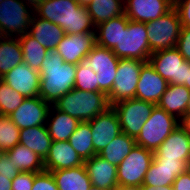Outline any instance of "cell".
<instances>
[{"instance_id":"cell-29","label":"cell","mask_w":190,"mask_h":190,"mask_svg":"<svg viewBox=\"0 0 190 190\" xmlns=\"http://www.w3.org/2000/svg\"><path fill=\"white\" fill-rule=\"evenodd\" d=\"M23 63V52L18 37L0 36V79Z\"/></svg>"},{"instance_id":"cell-21","label":"cell","mask_w":190,"mask_h":190,"mask_svg":"<svg viewBox=\"0 0 190 190\" xmlns=\"http://www.w3.org/2000/svg\"><path fill=\"white\" fill-rule=\"evenodd\" d=\"M84 166L93 186L104 190H114L118 186L117 166L110 164L99 154L84 160Z\"/></svg>"},{"instance_id":"cell-52","label":"cell","mask_w":190,"mask_h":190,"mask_svg":"<svg viewBox=\"0 0 190 190\" xmlns=\"http://www.w3.org/2000/svg\"><path fill=\"white\" fill-rule=\"evenodd\" d=\"M89 190H104V189H101V188H99V187H96V186H91L90 188H89Z\"/></svg>"},{"instance_id":"cell-26","label":"cell","mask_w":190,"mask_h":190,"mask_svg":"<svg viewBox=\"0 0 190 190\" xmlns=\"http://www.w3.org/2000/svg\"><path fill=\"white\" fill-rule=\"evenodd\" d=\"M58 190H89L92 186L86 168L83 165L51 171Z\"/></svg>"},{"instance_id":"cell-24","label":"cell","mask_w":190,"mask_h":190,"mask_svg":"<svg viewBox=\"0 0 190 190\" xmlns=\"http://www.w3.org/2000/svg\"><path fill=\"white\" fill-rule=\"evenodd\" d=\"M79 123L76 118L50 106L46 126L52 141H68Z\"/></svg>"},{"instance_id":"cell-48","label":"cell","mask_w":190,"mask_h":190,"mask_svg":"<svg viewBox=\"0 0 190 190\" xmlns=\"http://www.w3.org/2000/svg\"><path fill=\"white\" fill-rule=\"evenodd\" d=\"M186 87L190 90V67L187 70V75H186Z\"/></svg>"},{"instance_id":"cell-14","label":"cell","mask_w":190,"mask_h":190,"mask_svg":"<svg viewBox=\"0 0 190 190\" xmlns=\"http://www.w3.org/2000/svg\"><path fill=\"white\" fill-rule=\"evenodd\" d=\"M95 45V32L65 34L55 50L63 58L64 62L78 65L82 58L87 56Z\"/></svg>"},{"instance_id":"cell-33","label":"cell","mask_w":190,"mask_h":190,"mask_svg":"<svg viewBox=\"0 0 190 190\" xmlns=\"http://www.w3.org/2000/svg\"><path fill=\"white\" fill-rule=\"evenodd\" d=\"M18 39L23 52V62L40 72L48 49L39 44L28 32L19 36Z\"/></svg>"},{"instance_id":"cell-3","label":"cell","mask_w":190,"mask_h":190,"mask_svg":"<svg viewBox=\"0 0 190 190\" xmlns=\"http://www.w3.org/2000/svg\"><path fill=\"white\" fill-rule=\"evenodd\" d=\"M34 15L59 25L65 34L95 32L87 7L77 0H43Z\"/></svg>"},{"instance_id":"cell-45","label":"cell","mask_w":190,"mask_h":190,"mask_svg":"<svg viewBox=\"0 0 190 190\" xmlns=\"http://www.w3.org/2000/svg\"><path fill=\"white\" fill-rule=\"evenodd\" d=\"M26 5L30 6L33 10H35L43 0H21Z\"/></svg>"},{"instance_id":"cell-40","label":"cell","mask_w":190,"mask_h":190,"mask_svg":"<svg viewBox=\"0 0 190 190\" xmlns=\"http://www.w3.org/2000/svg\"><path fill=\"white\" fill-rule=\"evenodd\" d=\"M21 171L14 167L6 152H0V174L13 180Z\"/></svg>"},{"instance_id":"cell-17","label":"cell","mask_w":190,"mask_h":190,"mask_svg":"<svg viewBox=\"0 0 190 190\" xmlns=\"http://www.w3.org/2000/svg\"><path fill=\"white\" fill-rule=\"evenodd\" d=\"M1 79L25 98L39 96L40 73L24 62L11 69Z\"/></svg>"},{"instance_id":"cell-5","label":"cell","mask_w":190,"mask_h":190,"mask_svg":"<svg viewBox=\"0 0 190 190\" xmlns=\"http://www.w3.org/2000/svg\"><path fill=\"white\" fill-rule=\"evenodd\" d=\"M179 125L180 120L177 117L155 105L150 117L143 124L140 133L135 138V142L154 153Z\"/></svg>"},{"instance_id":"cell-15","label":"cell","mask_w":190,"mask_h":190,"mask_svg":"<svg viewBox=\"0 0 190 190\" xmlns=\"http://www.w3.org/2000/svg\"><path fill=\"white\" fill-rule=\"evenodd\" d=\"M50 106L40 96L26 98L9 117L20 130L46 125Z\"/></svg>"},{"instance_id":"cell-51","label":"cell","mask_w":190,"mask_h":190,"mask_svg":"<svg viewBox=\"0 0 190 190\" xmlns=\"http://www.w3.org/2000/svg\"><path fill=\"white\" fill-rule=\"evenodd\" d=\"M185 114H190V99L188 101Z\"/></svg>"},{"instance_id":"cell-35","label":"cell","mask_w":190,"mask_h":190,"mask_svg":"<svg viewBox=\"0 0 190 190\" xmlns=\"http://www.w3.org/2000/svg\"><path fill=\"white\" fill-rule=\"evenodd\" d=\"M20 129L9 115L0 114V152H6L19 144Z\"/></svg>"},{"instance_id":"cell-46","label":"cell","mask_w":190,"mask_h":190,"mask_svg":"<svg viewBox=\"0 0 190 190\" xmlns=\"http://www.w3.org/2000/svg\"><path fill=\"white\" fill-rule=\"evenodd\" d=\"M140 190H173L172 186L154 187V186H141Z\"/></svg>"},{"instance_id":"cell-37","label":"cell","mask_w":190,"mask_h":190,"mask_svg":"<svg viewBox=\"0 0 190 190\" xmlns=\"http://www.w3.org/2000/svg\"><path fill=\"white\" fill-rule=\"evenodd\" d=\"M32 190H58L52 173L45 170L37 173L34 177Z\"/></svg>"},{"instance_id":"cell-47","label":"cell","mask_w":190,"mask_h":190,"mask_svg":"<svg viewBox=\"0 0 190 190\" xmlns=\"http://www.w3.org/2000/svg\"><path fill=\"white\" fill-rule=\"evenodd\" d=\"M114 190H140V187L117 186Z\"/></svg>"},{"instance_id":"cell-20","label":"cell","mask_w":190,"mask_h":190,"mask_svg":"<svg viewBox=\"0 0 190 190\" xmlns=\"http://www.w3.org/2000/svg\"><path fill=\"white\" fill-rule=\"evenodd\" d=\"M154 159L190 161V136L180 125L154 152Z\"/></svg>"},{"instance_id":"cell-31","label":"cell","mask_w":190,"mask_h":190,"mask_svg":"<svg viewBox=\"0 0 190 190\" xmlns=\"http://www.w3.org/2000/svg\"><path fill=\"white\" fill-rule=\"evenodd\" d=\"M94 26L124 14V0H92L87 5Z\"/></svg>"},{"instance_id":"cell-30","label":"cell","mask_w":190,"mask_h":190,"mask_svg":"<svg viewBox=\"0 0 190 190\" xmlns=\"http://www.w3.org/2000/svg\"><path fill=\"white\" fill-rule=\"evenodd\" d=\"M125 14L111 18L95 27L96 44L112 50L119 43L120 26H127Z\"/></svg>"},{"instance_id":"cell-36","label":"cell","mask_w":190,"mask_h":190,"mask_svg":"<svg viewBox=\"0 0 190 190\" xmlns=\"http://www.w3.org/2000/svg\"><path fill=\"white\" fill-rule=\"evenodd\" d=\"M25 99L24 96L0 79V114L10 115Z\"/></svg>"},{"instance_id":"cell-10","label":"cell","mask_w":190,"mask_h":190,"mask_svg":"<svg viewBox=\"0 0 190 190\" xmlns=\"http://www.w3.org/2000/svg\"><path fill=\"white\" fill-rule=\"evenodd\" d=\"M154 158V153L135 144L130 154L118 165V186L141 187Z\"/></svg>"},{"instance_id":"cell-28","label":"cell","mask_w":190,"mask_h":190,"mask_svg":"<svg viewBox=\"0 0 190 190\" xmlns=\"http://www.w3.org/2000/svg\"><path fill=\"white\" fill-rule=\"evenodd\" d=\"M6 153L14 167L19 171L40 173L45 170L44 160L20 143L6 151Z\"/></svg>"},{"instance_id":"cell-23","label":"cell","mask_w":190,"mask_h":190,"mask_svg":"<svg viewBox=\"0 0 190 190\" xmlns=\"http://www.w3.org/2000/svg\"><path fill=\"white\" fill-rule=\"evenodd\" d=\"M28 33L48 50H55L65 36L62 27L35 15L32 16Z\"/></svg>"},{"instance_id":"cell-2","label":"cell","mask_w":190,"mask_h":190,"mask_svg":"<svg viewBox=\"0 0 190 190\" xmlns=\"http://www.w3.org/2000/svg\"><path fill=\"white\" fill-rule=\"evenodd\" d=\"M77 65L64 62L56 50H48L40 70L39 96L53 105L75 85Z\"/></svg>"},{"instance_id":"cell-18","label":"cell","mask_w":190,"mask_h":190,"mask_svg":"<svg viewBox=\"0 0 190 190\" xmlns=\"http://www.w3.org/2000/svg\"><path fill=\"white\" fill-rule=\"evenodd\" d=\"M167 86L168 82L155 71L149 62H146L140 70L135 99L157 105Z\"/></svg>"},{"instance_id":"cell-1","label":"cell","mask_w":190,"mask_h":190,"mask_svg":"<svg viewBox=\"0 0 190 190\" xmlns=\"http://www.w3.org/2000/svg\"><path fill=\"white\" fill-rule=\"evenodd\" d=\"M119 58L108 48L95 45L77 65L74 88L108 95L116 78Z\"/></svg>"},{"instance_id":"cell-38","label":"cell","mask_w":190,"mask_h":190,"mask_svg":"<svg viewBox=\"0 0 190 190\" xmlns=\"http://www.w3.org/2000/svg\"><path fill=\"white\" fill-rule=\"evenodd\" d=\"M37 173L21 171L12 180V190H32L34 177Z\"/></svg>"},{"instance_id":"cell-27","label":"cell","mask_w":190,"mask_h":190,"mask_svg":"<svg viewBox=\"0 0 190 190\" xmlns=\"http://www.w3.org/2000/svg\"><path fill=\"white\" fill-rule=\"evenodd\" d=\"M19 143L35 152L45 160L49 153L52 139L46 125L35 126L20 130Z\"/></svg>"},{"instance_id":"cell-34","label":"cell","mask_w":190,"mask_h":190,"mask_svg":"<svg viewBox=\"0 0 190 190\" xmlns=\"http://www.w3.org/2000/svg\"><path fill=\"white\" fill-rule=\"evenodd\" d=\"M68 141L83 161L96 155L89 122H80Z\"/></svg>"},{"instance_id":"cell-9","label":"cell","mask_w":190,"mask_h":190,"mask_svg":"<svg viewBox=\"0 0 190 190\" xmlns=\"http://www.w3.org/2000/svg\"><path fill=\"white\" fill-rule=\"evenodd\" d=\"M145 63L138 59H119L113 88L107 95L110 106L122 100L135 98L140 70Z\"/></svg>"},{"instance_id":"cell-22","label":"cell","mask_w":190,"mask_h":190,"mask_svg":"<svg viewBox=\"0 0 190 190\" xmlns=\"http://www.w3.org/2000/svg\"><path fill=\"white\" fill-rule=\"evenodd\" d=\"M84 164L69 141H52L49 153L44 160L45 171L69 169Z\"/></svg>"},{"instance_id":"cell-25","label":"cell","mask_w":190,"mask_h":190,"mask_svg":"<svg viewBox=\"0 0 190 190\" xmlns=\"http://www.w3.org/2000/svg\"><path fill=\"white\" fill-rule=\"evenodd\" d=\"M189 99L190 90L186 86L168 84L157 105L180 120L185 115Z\"/></svg>"},{"instance_id":"cell-42","label":"cell","mask_w":190,"mask_h":190,"mask_svg":"<svg viewBox=\"0 0 190 190\" xmlns=\"http://www.w3.org/2000/svg\"><path fill=\"white\" fill-rule=\"evenodd\" d=\"M173 190H190V174L186 171L180 174L172 184Z\"/></svg>"},{"instance_id":"cell-43","label":"cell","mask_w":190,"mask_h":190,"mask_svg":"<svg viewBox=\"0 0 190 190\" xmlns=\"http://www.w3.org/2000/svg\"><path fill=\"white\" fill-rule=\"evenodd\" d=\"M0 190H12V180L0 174Z\"/></svg>"},{"instance_id":"cell-53","label":"cell","mask_w":190,"mask_h":190,"mask_svg":"<svg viewBox=\"0 0 190 190\" xmlns=\"http://www.w3.org/2000/svg\"><path fill=\"white\" fill-rule=\"evenodd\" d=\"M187 172L190 174V164H189V167H188V170H187Z\"/></svg>"},{"instance_id":"cell-8","label":"cell","mask_w":190,"mask_h":190,"mask_svg":"<svg viewBox=\"0 0 190 190\" xmlns=\"http://www.w3.org/2000/svg\"><path fill=\"white\" fill-rule=\"evenodd\" d=\"M34 10L21 0L0 3V36L19 37L29 31Z\"/></svg>"},{"instance_id":"cell-6","label":"cell","mask_w":190,"mask_h":190,"mask_svg":"<svg viewBox=\"0 0 190 190\" xmlns=\"http://www.w3.org/2000/svg\"><path fill=\"white\" fill-rule=\"evenodd\" d=\"M112 51L119 59L131 58L148 62L152 51L145 23L128 19L127 26H120L119 43Z\"/></svg>"},{"instance_id":"cell-19","label":"cell","mask_w":190,"mask_h":190,"mask_svg":"<svg viewBox=\"0 0 190 190\" xmlns=\"http://www.w3.org/2000/svg\"><path fill=\"white\" fill-rule=\"evenodd\" d=\"M172 8L167 0H124V14L135 22L154 21Z\"/></svg>"},{"instance_id":"cell-7","label":"cell","mask_w":190,"mask_h":190,"mask_svg":"<svg viewBox=\"0 0 190 190\" xmlns=\"http://www.w3.org/2000/svg\"><path fill=\"white\" fill-rule=\"evenodd\" d=\"M145 26L152 53L176 47L182 25L174 7L158 19L145 23Z\"/></svg>"},{"instance_id":"cell-44","label":"cell","mask_w":190,"mask_h":190,"mask_svg":"<svg viewBox=\"0 0 190 190\" xmlns=\"http://www.w3.org/2000/svg\"><path fill=\"white\" fill-rule=\"evenodd\" d=\"M180 126L185 130V132L190 136V114H185L180 119Z\"/></svg>"},{"instance_id":"cell-32","label":"cell","mask_w":190,"mask_h":190,"mask_svg":"<svg viewBox=\"0 0 190 190\" xmlns=\"http://www.w3.org/2000/svg\"><path fill=\"white\" fill-rule=\"evenodd\" d=\"M135 144V138L122 132L115 137L99 155L110 164L118 167V165L130 154Z\"/></svg>"},{"instance_id":"cell-4","label":"cell","mask_w":190,"mask_h":190,"mask_svg":"<svg viewBox=\"0 0 190 190\" xmlns=\"http://www.w3.org/2000/svg\"><path fill=\"white\" fill-rule=\"evenodd\" d=\"M53 106L80 122H89L109 107L108 97L104 92L82 91L73 88L61 96Z\"/></svg>"},{"instance_id":"cell-41","label":"cell","mask_w":190,"mask_h":190,"mask_svg":"<svg viewBox=\"0 0 190 190\" xmlns=\"http://www.w3.org/2000/svg\"><path fill=\"white\" fill-rule=\"evenodd\" d=\"M174 8L178 12L182 27L190 28V0H182Z\"/></svg>"},{"instance_id":"cell-49","label":"cell","mask_w":190,"mask_h":190,"mask_svg":"<svg viewBox=\"0 0 190 190\" xmlns=\"http://www.w3.org/2000/svg\"><path fill=\"white\" fill-rule=\"evenodd\" d=\"M92 0H77V2L84 7H87V5L91 2Z\"/></svg>"},{"instance_id":"cell-16","label":"cell","mask_w":190,"mask_h":190,"mask_svg":"<svg viewBox=\"0 0 190 190\" xmlns=\"http://www.w3.org/2000/svg\"><path fill=\"white\" fill-rule=\"evenodd\" d=\"M190 161L155 160L145 175L142 186H172L174 180L188 170Z\"/></svg>"},{"instance_id":"cell-39","label":"cell","mask_w":190,"mask_h":190,"mask_svg":"<svg viewBox=\"0 0 190 190\" xmlns=\"http://www.w3.org/2000/svg\"><path fill=\"white\" fill-rule=\"evenodd\" d=\"M184 60L190 62V28L182 27L175 47Z\"/></svg>"},{"instance_id":"cell-50","label":"cell","mask_w":190,"mask_h":190,"mask_svg":"<svg viewBox=\"0 0 190 190\" xmlns=\"http://www.w3.org/2000/svg\"><path fill=\"white\" fill-rule=\"evenodd\" d=\"M173 7H175L182 0H167Z\"/></svg>"},{"instance_id":"cell-13","label":"cell","mask_w":190,"mask_h":190,"mask_svg":"<svg viewBox=\"0 0 190 190\" xmlns=\"http://www.w3.org/2000/svg\"><path fill=\"white\" fill-rule=\"evenodd\" d=\"M94 152L99 154L121 131L116 111L110 106L89 121Z\"/></svg>"},{"instance_id":"cell-12","label":"cell","mask_w":190,"mask_h":190,"mask_svg":"<svg viewBox=\"0 0 190 190\" xmlns=\"http://www.w3.org/2000/svg\"><path fill=\"white\" fill-rule=\"evenodd\" d=\"M155 104L135 98L119 101L112 105L119 118L121 131L136 138L143 124L150 117Z\"/></svg>"},{"instance_id":"cell-11","label":"cell","mask_w":190,"mask_h":190,"mask_svg":"<svg viewBox=\"0 0 190 190\" xmlns=\"http://www.w3.org/2000/svg\"><path fill=\"white\" fill-rule=\"evenodd\" d=\"M148 62L168 84L186 86L190 62L176 48L160 50L150 55Z\"/></svg>"}]
</instances>
